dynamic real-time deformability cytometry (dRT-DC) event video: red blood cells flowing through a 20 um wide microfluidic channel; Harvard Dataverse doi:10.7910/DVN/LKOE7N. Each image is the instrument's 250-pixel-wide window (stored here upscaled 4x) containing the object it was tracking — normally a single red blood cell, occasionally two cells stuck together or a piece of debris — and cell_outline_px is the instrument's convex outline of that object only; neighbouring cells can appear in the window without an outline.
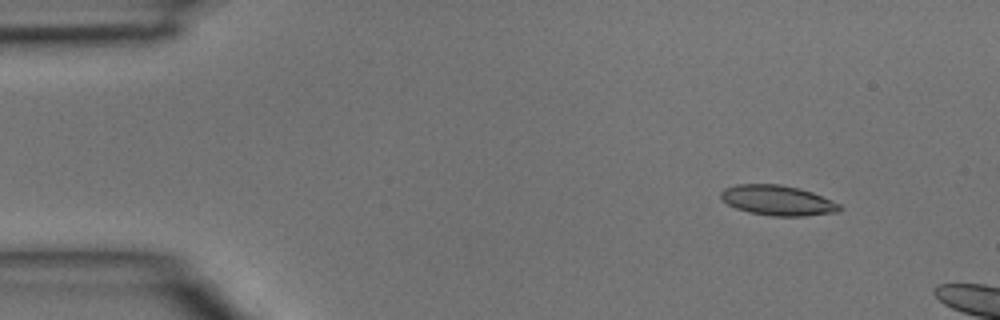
{"species": "common noctule bat (a hibernating species)", "species_latin": "Nyctalus noctula", "temperature_condition": "room temperature", "stored_images_in_passage": 3, "camera_frame_rate_fps": 3000, "um_per_image_px": 0.085, "animal": {"sex": "male", "body_mass_g": 15.6}, "frame": {"image": 1, "passage_image": 2, "time_ms": 0.333, "image_size_px": [1000, 320], "cell_outline_px": [[840, 208], [836, 212], [804, 216], [772, 216], [748, 212], [736, 208], [728, 204], [720, 196], [720, 192], [724, 188], [736, 184], [780, 184], [800, 188], [812, 192], [840, 204]], "centroid_in_image_um": [66.07, 17.02], "position_along_channel_um": 18.9, "area_um2": 20.75}}